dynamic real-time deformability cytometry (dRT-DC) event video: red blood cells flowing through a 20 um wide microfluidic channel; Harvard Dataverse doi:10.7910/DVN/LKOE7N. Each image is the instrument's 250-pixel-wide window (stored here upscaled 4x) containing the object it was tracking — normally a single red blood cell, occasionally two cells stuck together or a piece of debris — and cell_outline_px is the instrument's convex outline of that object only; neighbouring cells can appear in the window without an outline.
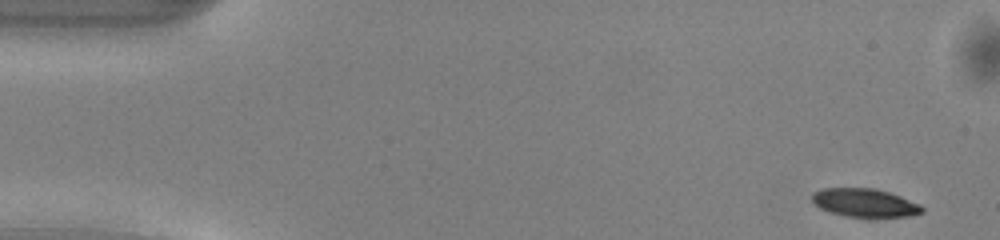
{"species": "common noctule bat (a hibernating species)", "species_latin": "Nyctalus noctula", "temperature_condition": "warm", "stored_images_in_passage": 48, "camera_frame_rate_fps": 3000, "um_per_image_px": 0.085, "animal": {"sex": "male", "body_mass_g": 13.0, "forearm_length_mm": 53.1}, "frame": {"image": 1, "passage_image": 1, "time_ms": 0.0, "image_size_px": [1000, 240], "cell_outline_px": [[924, 212], [912, 216], [848, 216], [832, 212], [820, 208], [812, 200], [812, 192], [824, 188], [872, 188], [888, 192], [900, 196], [920, 204], [924, 208]], "centroid_in_image_um": [73.52, 17.22], "position_along_channel_um": 11.5, "area_um2": 17.86}}
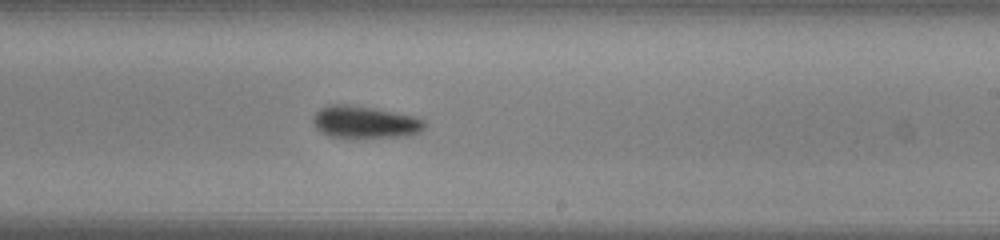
{"frame": {"image": 2, "passage_image": 28, "time_ms": 9.0, "image_size_px": [1000, 240], "cell_outline_px": [[424, 128], [420, 132], [412, 136], [356, 140], [328, 136], [320, 132], [316, 128], [312, 120], [312, 116], [320, 108], [328, 104], [348, 104], [372, 108], [416, 116], [424, 120]], "centroid_in_image_um": [31.0, 10.43], "position_along_channel_um": 258.0, "area_um2": 21.91}}
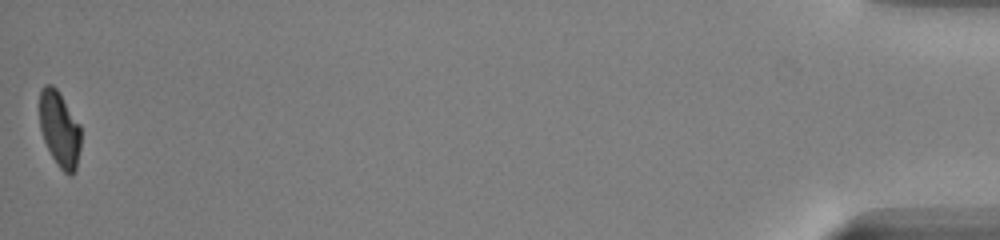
{"frame": {"image": 3, "passage_image": 48, "time_ms": 15.667, "image_size_px": [1000, 240], "cell_outline_px": [[80, 148], [76, 172], [72, 176], [68, 176], [60, 168], [52, 156], [44, 140], [40, 128], [40, 88], [44, 84], [52, 84], [60, 92], [80, 124]], "centroid_in_image_um": [5.08, 10.97], "position_along_channel_um": 430.1, "area_um2": 18.44}, "authors_computed_cell_mechanics": {"area_um2": 19.7098, "velocity_mm_per_s": 4.1227, "shape_relaxation_time_tau1_ms": 2.3204, "shape_relaxation_time_tau2_ms": 6.3975, "deformation_change_tau1": 0.1205, "deformation_change_tau2": 0.1184}}